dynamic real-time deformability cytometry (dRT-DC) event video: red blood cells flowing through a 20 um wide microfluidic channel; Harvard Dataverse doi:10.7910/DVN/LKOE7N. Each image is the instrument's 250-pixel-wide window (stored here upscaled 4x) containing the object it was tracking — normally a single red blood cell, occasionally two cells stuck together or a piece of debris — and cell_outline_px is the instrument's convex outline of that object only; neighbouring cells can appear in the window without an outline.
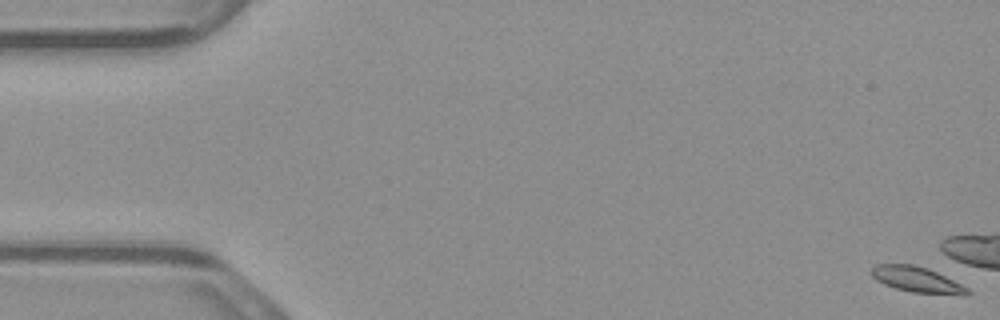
{"species": "common noctule bat (a hibernating species)", "species_latin": "Nyctalus noctula", "temperature_condition": "warm", "stored_images_in_passage": 6, "camera_frame_rate_fps": 3000, "um_per_image_px": 0.085, "animal": {"sex": "male", "body_mass_g": 23.1, "forearm_length_mm": 52.7}, "frame": {"image": 1, "passage_image": 1, "time_ms": 0.0, "image_size_px": [1000, 320], "cell_outline_px": [[972, 292], [964, 296], [912, 292], [896, 288], [884, 284], [876, 280], [872, 276], [872, 268], [876, 264], [912, 264], [928, 268], [968, 288]], "centroid_in_image_um": [77.96, 23.78], "position_along_channel_um": 7.0, "area_um2": 14.28}}